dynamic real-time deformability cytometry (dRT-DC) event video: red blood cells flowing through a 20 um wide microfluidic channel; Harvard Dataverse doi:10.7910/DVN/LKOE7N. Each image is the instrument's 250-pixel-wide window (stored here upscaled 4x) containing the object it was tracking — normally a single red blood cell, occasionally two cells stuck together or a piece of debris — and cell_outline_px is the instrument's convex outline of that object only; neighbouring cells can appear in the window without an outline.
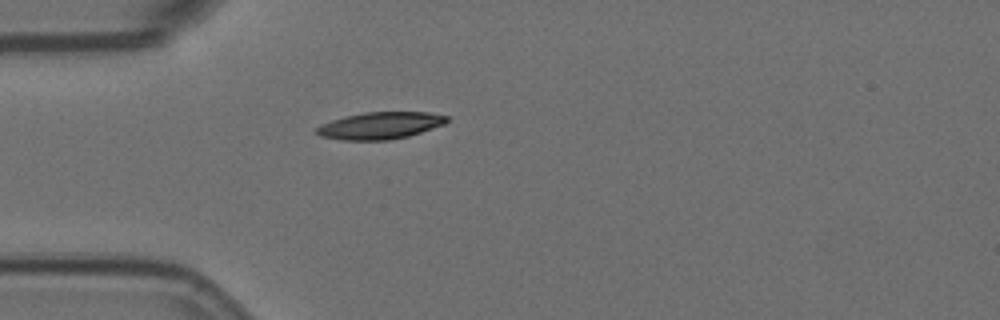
{"species": "Egyptian fruit bat (a non-hibernating species)", "species_latin": "Rousettus aegyptiacus", "temperature_condition": "room temperature", "stored_images_in_passage": 1, "camera_frame_rate_fps": 3000, "um_per_image_px": 0.085, "animal": {"sex": "female"}, "frame": {"image": 1, "passage_image": 1, "time_ms": 0.0, "image_size_px": [1000, 320], "cell_outline_px": [[448, 120], [444, 124], [408, 136], [388, 140], [344, 140], [320, 136], [316, 132], [316, 128], [320, 124], [344, 116], [364, 112], [428, 112], [448, 116]], "centroid_in_image_um": [32.29, 10.66], "position_along_channel_um": 52.7, "area_um2": 20.4}}